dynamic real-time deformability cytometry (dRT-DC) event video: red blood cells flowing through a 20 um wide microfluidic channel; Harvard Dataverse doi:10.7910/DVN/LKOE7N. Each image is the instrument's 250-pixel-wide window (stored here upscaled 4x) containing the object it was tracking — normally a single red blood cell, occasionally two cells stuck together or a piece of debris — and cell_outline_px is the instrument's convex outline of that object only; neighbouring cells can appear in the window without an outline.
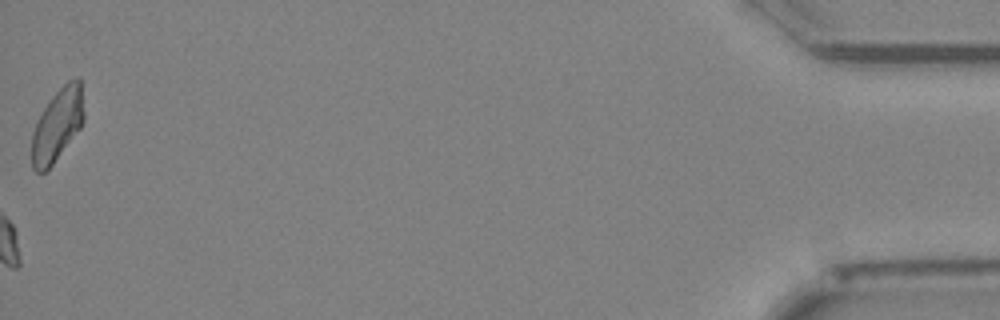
{"species": "Egyptian fruit bat (a non-hibernating species)", "species_latin": "Rousettus aegyptiacus", "temperature_condition": "cold", "stored_images_in_passage": 52, "camera_frame_rate_fps": 3000, "um_per_image_px": 0.085, "animal": {"sex": "female"}, "frame": {"image": 1, "passage_image": 52, "time_ms": 17.0, "image_size_px": [1000, 320], "cell_outline_px": [[84, 120], [80, 128], [52, 164], [44, 172], [36, 172], [32, 168], [32, 132], [36, 120], [52, 96], [68, 80], [76, 76], [80, 80], [84, 112]], "centroid_in_image_um": [4.87, 10.6], "position_along_channel_um": 430.3, "area_um2": 21.85}, "authors_computed_cell_mechanics": {"area_um2": 21.6461, "velocity_mm_per_s": 3.9165, "shape_relaxation_time_tau1_ms": null, "shape_relaxation_time_tau2_ms": 9.0978, "deformation_change_tau1": null, "deformation_change_tau2": 0.1565}}